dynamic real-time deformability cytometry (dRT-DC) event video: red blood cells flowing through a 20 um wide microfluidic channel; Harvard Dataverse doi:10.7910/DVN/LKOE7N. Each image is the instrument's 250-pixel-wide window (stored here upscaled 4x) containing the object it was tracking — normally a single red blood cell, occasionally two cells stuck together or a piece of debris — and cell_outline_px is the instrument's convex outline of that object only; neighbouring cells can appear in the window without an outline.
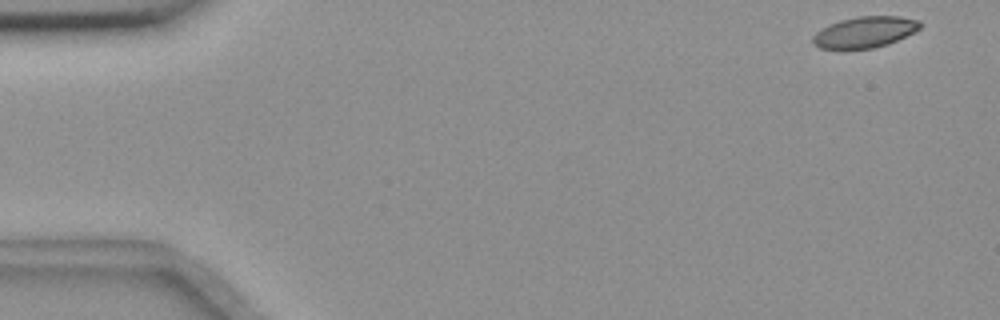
{"species": "common noctule bat (a hibernating species)", "species_latin": "Nyctalus noctula", "temperature_condition": "room temperature", "stored_images_in_passage": 54, "camera_frame_rate_fps": 3000, "um_per_image_px": 0.085, "animal": {"sex": "female", "body_mass_g": 18.4}, "frame": {"image": 1, "passage_image": 1, "time_ms": 0.0, "image_size_px": [1000, 320], "cell_outline_px": [[924, 24], [920, 28], [888, 44], [872, 48], [840, 52], [820, 48], [812, 44], [812, 36], [816, 32], [840, 20], [856, 16], [900, 16], [920, 20]], "centroid_in_image_um": [73.46, 2.77], "position_along_channel_um": 11.5, "area_um2": 19.94}}
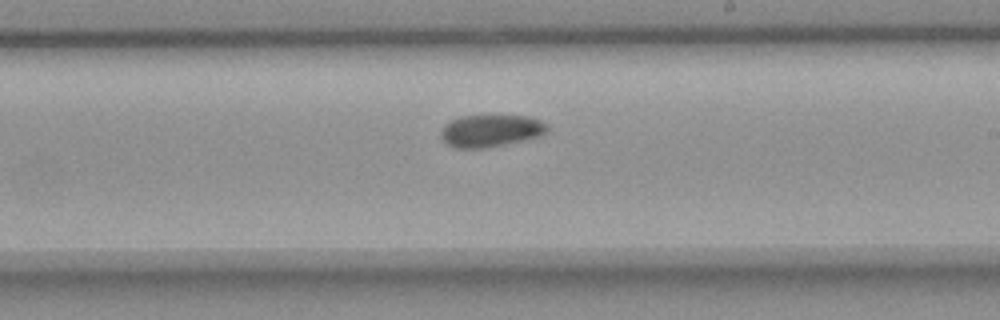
{"frame": {"image": 2, "passage_image": 31, "time_ms": 10.0, "image_size_px": [1000, 320], "cell_outline_px": [[548, 128], [540, 136], [488, 148], [456, 148], [448, 144], [440, 136], [440, 132], [444, 124], [460, 116], [528, 116], [540, 120], [548, 124]], "centroid_in_image_um": [41.7, 11.11], "position_along_channel_um": 247.3, "area_um2": 19.88}}
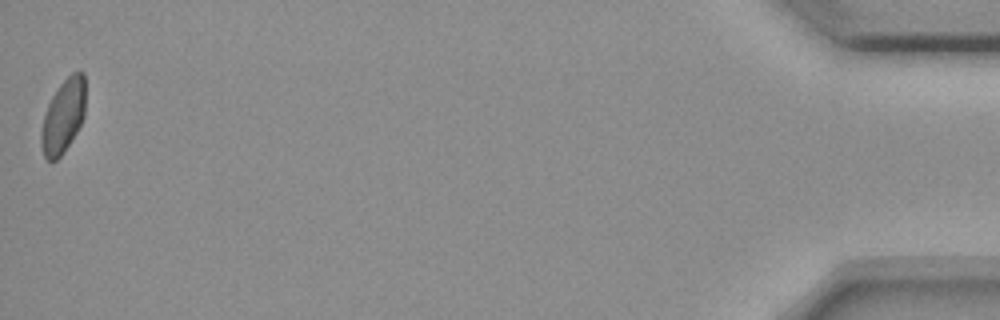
{"frame": {"image": 3, "passage_image": 54, "time_ms": 17.667, "image_size_px": [1000, 320], "cell_outline_px": [[84, 116], [76, 132], [60, 156], [56, 160], [48, 160], [44, 156], [40, 144], [40, 132], [44, 116], [48, 104], [52, 96], [60, 84], [72, 72], [80, 68], [84, 72]], "centroid_in_image_um": [5.36, 9.83], "position_along_channel_um": 429.8, "area_um2": 18.84}, "authors_computed_cell_mechanics": {"area_um2": 19.9988, "velocity_mm_per_s": 3.6256, "shape_relaxation_time_tau1_ms": null, "shape_relaxation_time_tau2_ms": 2.5967, "deformation_change_tau1": null, "deformation_change_tau2": 0.0437}}